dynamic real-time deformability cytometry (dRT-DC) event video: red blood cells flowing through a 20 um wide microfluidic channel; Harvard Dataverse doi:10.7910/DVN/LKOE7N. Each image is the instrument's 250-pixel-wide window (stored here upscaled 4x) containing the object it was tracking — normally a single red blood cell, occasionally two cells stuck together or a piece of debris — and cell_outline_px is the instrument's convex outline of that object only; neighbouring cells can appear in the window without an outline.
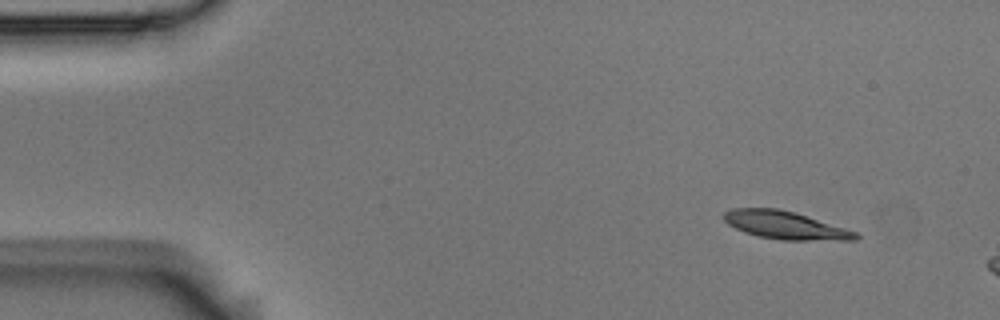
{"species": "Egyptian fruit bat (a non-hibernating species)", "species_latin": "Rousettus aegyptiacus", "temperature_condition": "room temperature", "stored_images_in_passage": 3, "camera_frame_rate_fps": 3000, "um_per_image_px": 0.085, "animal": {"sex": "male"}, "frame": {"image": 1, "passage_image": 1, "time_ms": 0.0, "image_size_px": [1000, 320], "cell_outline_px": [[860, 236], [856, 240], [780, 240], [756, 236], [744, 232], [728, 224], [724, 220], [724, 212], [732, 208], [776, 208], [796, 212], [856, 232]], "centroid_in_image_um": [66.73, 19.14], "position_along_channel_um": 18.3, "area_um2": 21.39}}